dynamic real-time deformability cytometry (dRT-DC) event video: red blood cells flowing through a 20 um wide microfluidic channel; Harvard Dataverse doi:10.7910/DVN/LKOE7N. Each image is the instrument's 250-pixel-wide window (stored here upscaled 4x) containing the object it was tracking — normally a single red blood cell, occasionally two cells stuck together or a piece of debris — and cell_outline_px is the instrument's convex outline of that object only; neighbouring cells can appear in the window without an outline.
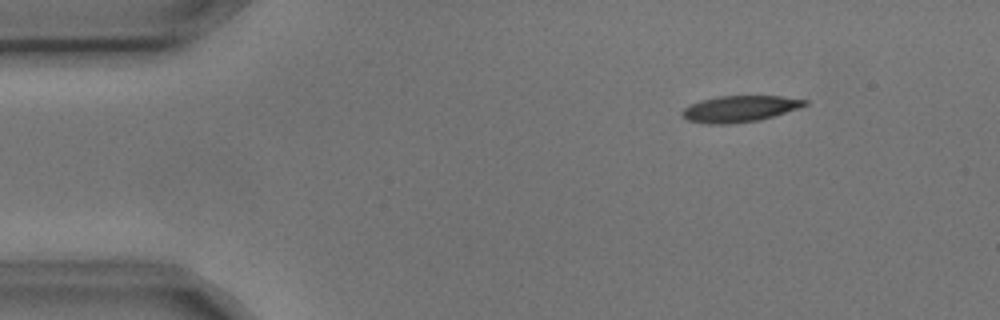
{"species": "common noctule bat (a hibernating species)", "species_latin": "Nyctalus noctula", "temperature_condition": "cold", "stored_images_in_passage": 4, "camera_frame_rate_fps": 3000, "um_per_image_px": 0.085, "animal": {"sex": "male", "body_mass_g": 17.9, "forearm_length_mm": 54.2}, "frame": {"image": 1, "passage_image": 2, "time_ms": 0.333, "image_size_px": [1000, 320], "cell_outline_px": [[808, 104], [760, 120], [728, 124], [708, 124], [688, 120], [680, 112], [688, 104], [700, 100], [720, 96], [780, 96], [808, 100]], "centroid_in_image_um": [62.82, 9.24], "position_along_channel_um": 22.2, "area_um2": 18.61}}
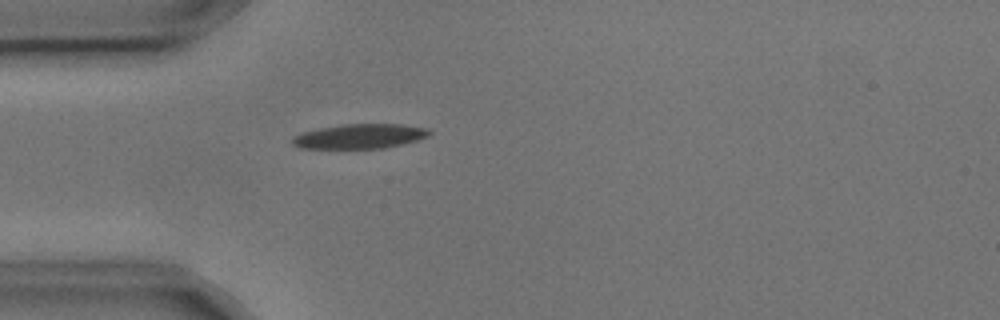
{"frame": {"image": 2, "passage_image": 4, "time_ms": 1.0, "image_size_px": [1000, 320], "cell_outline_px": [[432, 132], [428, 136], [416, 140], [384, 148], [300, 148], [292, 144], [292, 136], [300, 132], [320, 128], [344, 124], [400, 124], [428, 128]], "centroid_in_image_um": [30.55, 11.57], "position_along_channel_um": 54.5, "area_um2": 19.59}}